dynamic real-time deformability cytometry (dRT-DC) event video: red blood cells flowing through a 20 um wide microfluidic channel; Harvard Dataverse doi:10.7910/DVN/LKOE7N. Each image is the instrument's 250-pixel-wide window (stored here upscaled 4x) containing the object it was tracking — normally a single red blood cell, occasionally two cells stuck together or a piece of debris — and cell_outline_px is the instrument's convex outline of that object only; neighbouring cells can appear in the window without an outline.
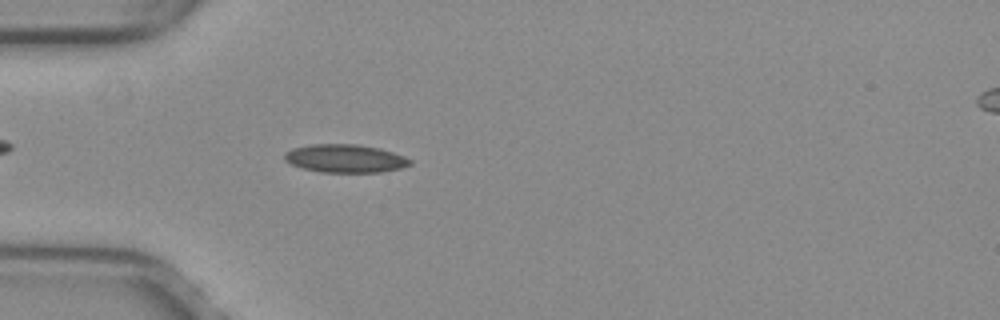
{"species": "common noctule bat (a hibernating species)", "species_latin": "Nyctalus noctula", "temperature_condition": "warm", "stored_images_in_passage": 42, "camera_frame_rate_fps": 3000, "um_per_image_px": 0.085, "animal": {"sex": "female", "body_mass_g": 29.2, "forearm_length_mm": 56.3}, "frame": {"image": 1, "passage_image": 6, "time_ms": 1.667, "image_size_px": [1000, 320], "cell_outline_px": [[412, 164], [400, 168], [380, 172], [320, 172], [304, 168], [292, 164], [284, 160], [284, 152], [292, 148], [312, 144], [356, 144], [380, 148], [404, 156], [412, 160]], "centroid_in_image_um": [29.34, 13.46], "position_along_channel_um": 55.7, "area_um2": 20.58}}
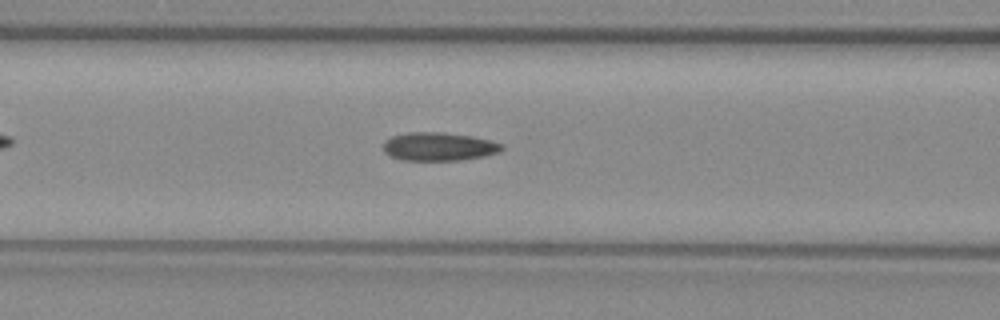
{"frame": {"image": 2, "passage_image": 12, "time_ms": 3.667, "image_size_px": [1000, 320], "cell_outline_px": [[504, 148], [500, 152], [484, 156], [460, 160], [400, 160], [384, 152], [384, 140], [392, 136], [408, 132], [440, 132], [472, 136], [492, 140], [504, 144]], "centroid_in_image_um": [37.33, 12.45], "position_along_channel_um": 129.3, "area_um2": 19.71}}
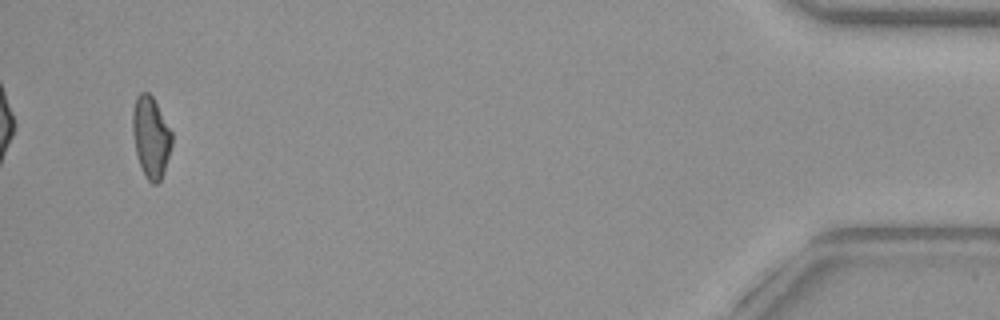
{"frame": {"image": 3, "passage_image": 40, "time_ms": 13.0, "image_size_px": [1000, 320], "cell_outline_px": [[172, 144], [164, 172], [160, 180], [156, 184], [152, 184], [144, 176], [136, 156], [132, 132], [132, 112], [136, 96], [140, 92], [148, 92], [152, 96], [172, 132]], "centroid_in_image_um": [12.8, 11.66], "position_along_channel_um": 422.4, "area_um2": 18.73}, "authors_computed_cell_mechanics": {"area_um2": 19.2474, "velocity_mm_per_s": 4.0286, "shape_relaxation_time_tau1_ms": null, "shape_relaxation_time_tau2_ms": 2.4437, "deformation_change_tau1": null, "deformation_change_tau2": 0.0921}}